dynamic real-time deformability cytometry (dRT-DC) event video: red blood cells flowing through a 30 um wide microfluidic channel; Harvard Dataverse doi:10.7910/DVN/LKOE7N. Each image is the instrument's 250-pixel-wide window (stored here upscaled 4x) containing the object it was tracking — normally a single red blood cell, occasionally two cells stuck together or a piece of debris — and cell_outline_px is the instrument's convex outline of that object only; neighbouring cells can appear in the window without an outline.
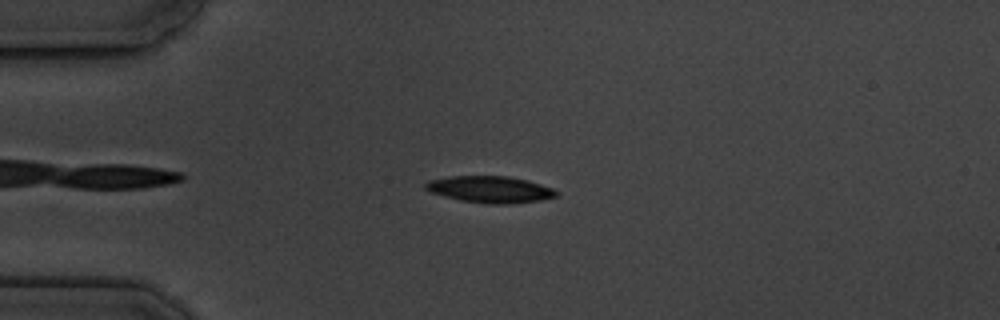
{"species": "common noctule bat (a hibernating species)", "species_latin": "Nyctalus noctula", "temperature_condition": "cold", "stored_images_in_passage": 4, "camera_frame_rate_fps": 3000, "um_per_image_px": 0.085, "animal": {"sex": "male", "body_mass_g": 19.5, "forearm_length_mm": 54.6}, "frame": {"image": 1, "passage_image": 3, "time_ms": 3.333, "image_size_px": [1000, 320], "cell_outline_px": [[556, 196], [540, 200], [508, 204], [488, 204], [460, 200], [444, 196], [432, 192], [424, 188], [424, 184], [428, 180], [448, 176], [508, 176], [528, 180], [552, 188], [556, 192]], "centroid_in_image_um": [41.62, 16.09], "position_along_channel_um": 43.4, "area_um2": 20.23}}